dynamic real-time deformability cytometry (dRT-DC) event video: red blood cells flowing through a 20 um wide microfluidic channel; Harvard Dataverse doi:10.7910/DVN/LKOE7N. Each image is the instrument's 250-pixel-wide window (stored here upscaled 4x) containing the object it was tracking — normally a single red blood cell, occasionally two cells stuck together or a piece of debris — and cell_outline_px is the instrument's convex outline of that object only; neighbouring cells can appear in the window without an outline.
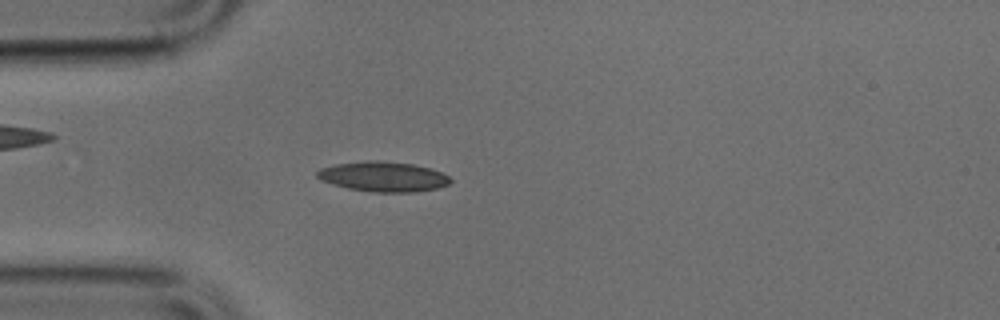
{"species": "common noctule bat (a hibernating species)", "species_latin": "Nyctalus noctula", "temperature_condition": "cold", "stored_images_in_passage": 49, "camera_frame_rate_fps": 3000, "um_per_image_px": 0.085, "animal": {"sex": "male", "body_mass_g": 17.9, "forearm_length_mm": 54.2}, "frame": {"image": 1, "passage_image": 13, "time_ms": 4.0, "image_size_px": [1000, 320], "cell_outline_px": [[452, 180], [448, 184], [436, 188], [416, 192], [372, 192], [348, 188], [320, 180], [316, 176], [316, 172], [320, 168], [336, 164], [368, 160], [376, 160], [412, 164], [432, 168], [448, 176]], "centroid_in_image_um": [32.56, 15.01], "position_along_channel_um": 52.4, "area_um2": 23.24}}
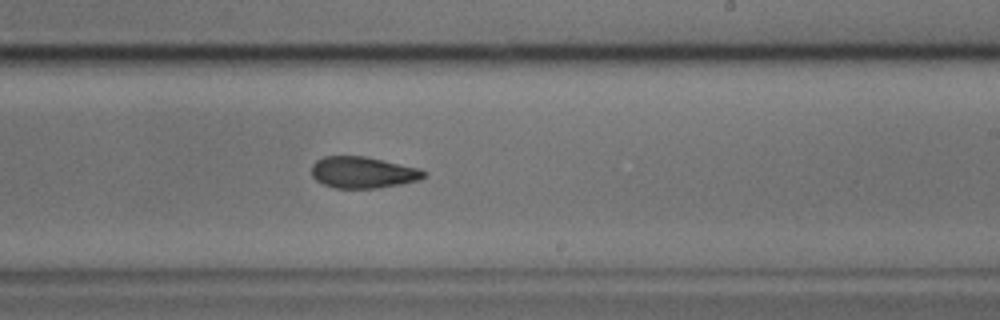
{"frame": {"image": 2, "passage_image": 29, "time_ms": 9.333, "image_size_px": [1000, 320], "cell_outline_px": [[428, 176], [420, 180], [400, 184], [376, 188], [332, 188], [316, 180], [312, 176], [312, 164], [316, 160], [324, 156], [364, 156], [420, 168], [428, 172]], "centroid_in_image_um": [30.88, 14.65], "position_along_channel_um": 258.1, "area_um2": 20.75}}
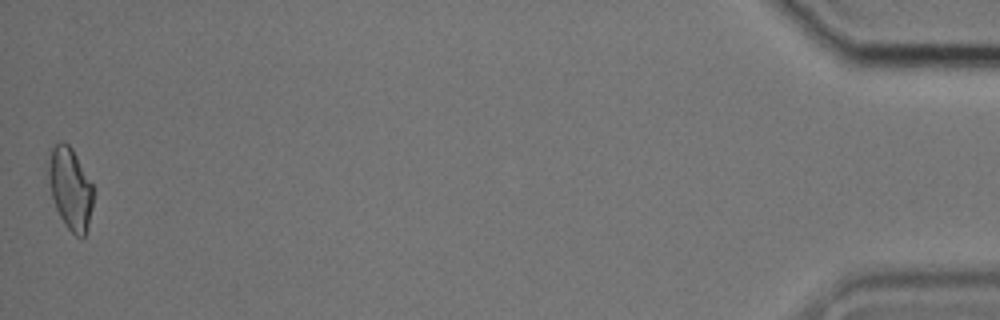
{"frame": {"image": 3, "passage_image": 49, "time_ms": 16.0, "image_size_px": [1000, 320], "cell_outline_px": [[92, 208], [88, 224], [84, 236], [80, 240], [64, 224], [56, 208], [52, 196], [48, 176], [48, 152], [60, 140], [64, 140], [72, 148], [92, 184]], "centroid_in_image_um": [5.95, 16.0], "position_along_channel_um": 429.2, "area_um2": 21.27}}